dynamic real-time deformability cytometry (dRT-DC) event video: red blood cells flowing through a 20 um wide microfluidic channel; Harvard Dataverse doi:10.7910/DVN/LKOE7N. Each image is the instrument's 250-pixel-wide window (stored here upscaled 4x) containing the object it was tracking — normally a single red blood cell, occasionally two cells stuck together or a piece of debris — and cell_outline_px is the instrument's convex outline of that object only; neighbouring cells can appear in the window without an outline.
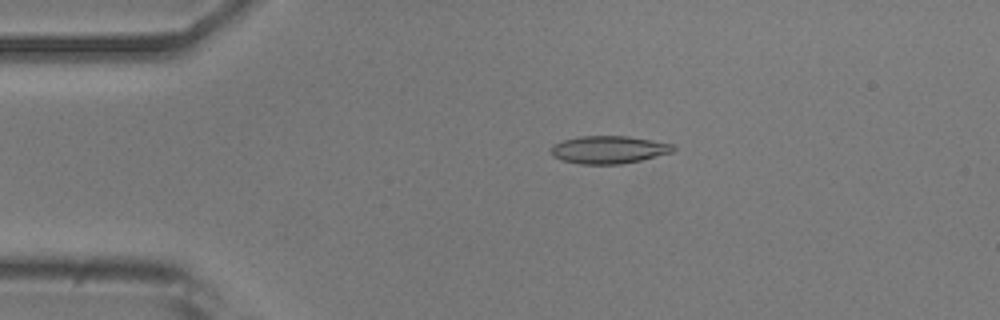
{"species": "common noctule bat (a hibernating species)", "species_latin": "Nyctalus noctula", "temperature_condition": "room temperature", "stored_images_in_passage": 45, "camera_frame_rate_fps": 3000, "um_per_image_px": 0.085, "animal": {"sex": "male", "body_mass_g": 20.5, "forearm_length_mm": 52.5}, "frame": {"image": 1, "passage_image": 3, "time_ms": 0.667, "image_size_px": [1000, 320], "cell_outline_px": [[676, 148], [672, 152], [640, 160], [620, 164], [580, 164], [564, 160], [552, 156], [552, 144], [564, 140], [580, 136], [628, 136], [652, 140], [672, 144]], "centroid_in_image_um": [51.74, 12.72], "position_along_channel_um": 33.3, "area_um2": 19.54}}
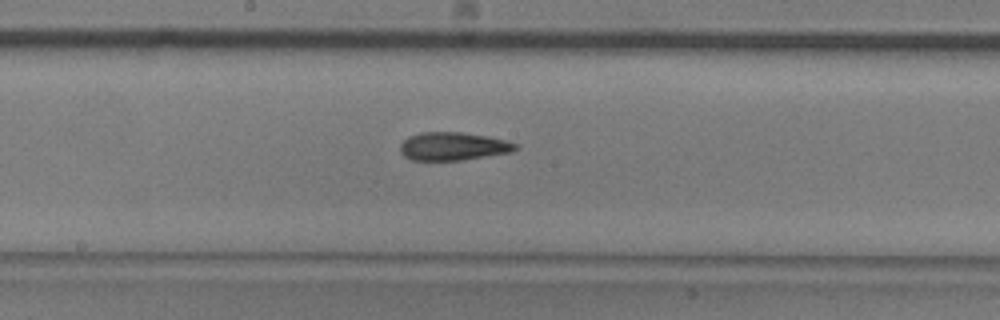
{"frame": {"image": 2, "passage_image": 20, "time_ms": 6.333, "image_size_px": [1000, 320], "cell_outline_px": [[520, 148], [512, 152], [464, 160], [412, 160], [404, 156], [400, 152], [400, 144], [408, 136], [420, 132], [460, 132], [488, 136], [520, 144]], "centroid_in_image_um": [38.54, 12.43], "position_along_channel_um": 209.7, "area_um2": 19.13}}
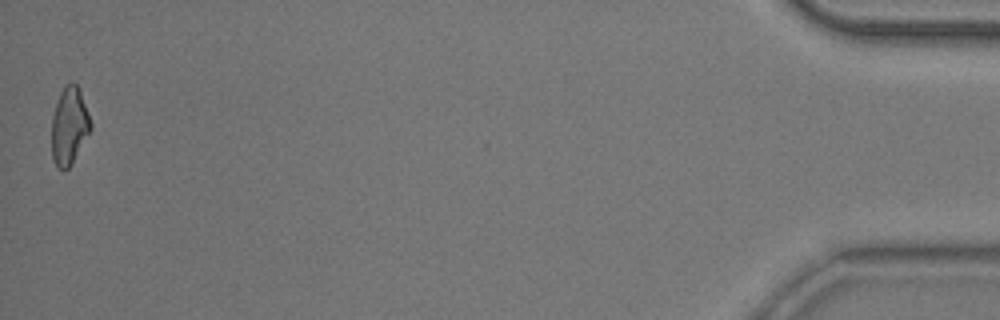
{"frame": {"image": 3, "passage_image": 45, "time_ms": 14.667, "image_size_px": [1000, 320], "cell_outline_px": [[92, 128], [72, 164], [64, 172], [56, 164], [52, 156], [52, 116], [60, 92], [68, 84], [76, 84], [80, 92], [92, 124]], "centroid_in_image_um": [5.89, 10.75], "position_along_channel_um": 429.3, "area_um2": 17.28}, "authors_computed_cell_mechanics": {"area_um2": 18.785, "velocity_mm_per_s": 3.7929, "shape_relaxation_time_tau1_ms": 7.6602, "shape_relaxation_time_tau2_ms": 4.3394, "deformation_change_tau1": 0.2001, "deformation_change_tau2": 0.1268}}